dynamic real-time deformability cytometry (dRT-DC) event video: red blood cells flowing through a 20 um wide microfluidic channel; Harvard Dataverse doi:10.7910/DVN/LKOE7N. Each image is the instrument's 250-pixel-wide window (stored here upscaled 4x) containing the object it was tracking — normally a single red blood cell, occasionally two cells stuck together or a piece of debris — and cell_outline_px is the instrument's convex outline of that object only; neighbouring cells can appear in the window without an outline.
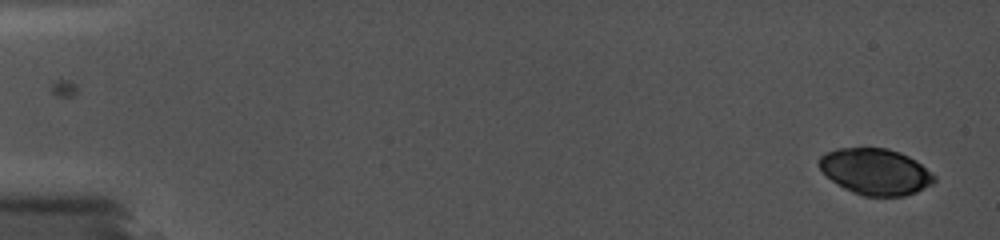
{"species": "common noctule bat (a hibernating species)", "species_latin": "Nyctalus noctula", "temperature_condition": "cold", "stored_images_in_passage": 3, "camera_frame_rate_fps": 5000, "um_per_image_px": 0.085, "animal": {"sex": "female", "body_mass_g": 19.0, "forearm_length_mm": 56.7}, "frame": {"image": 1, "passage_image": 3, "time_ms": 2.6, "image_size_px": [1000, 240], "cell_outline_px": [[936, 180], [932, 184], [916, 192], [904, 196], [864, 196], [852, 192], [844, 188], [832, 180], [820, 168], [820, 156], [824, 152], [836, 148], [888, 148], [900, 152], [916, 160], [936, 176]], "centroid_in_image_um": [74.43, 14.58], "position_along_channel_um": 10.6, "area_um2": 30.92}}